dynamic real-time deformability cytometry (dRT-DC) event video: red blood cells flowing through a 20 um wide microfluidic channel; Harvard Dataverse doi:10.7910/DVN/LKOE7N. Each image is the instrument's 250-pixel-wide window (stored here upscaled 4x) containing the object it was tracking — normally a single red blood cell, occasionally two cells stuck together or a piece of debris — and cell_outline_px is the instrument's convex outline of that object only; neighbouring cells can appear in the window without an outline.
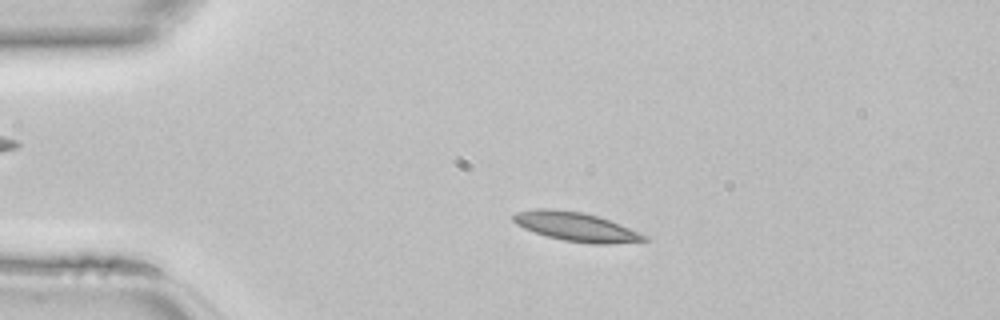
{"species": "common noctule bat (a hibernating species)", "species_latin": "Nyctalus noctula", "temperature_condition": "room temperature", "stored_images_in_passage": 45, "camera_frame_rate_fps": 3000, "um_per_image_px": 0.085, "animal": {"sex": "female", "body_mass_g": 22.7, "forearm_length_mm": 54.2}, "frame": {"image": 1, "passage_image": 9, "time_ms": 2.667, "image_size_px": [1000, 320], "cell_outline_px": [[648, 240], [612, 244], [596, 244], [564, 240], [548, 236], [524, 228], [516, 224], [512, 220], [512, 216], [516, 212], [532, 208], [552, 208], [584, 212], [608, 220], [648, 236]], "centroid_in_image_um": [48.91, 19.25], "position_along_channel_um": 36.1, "area_um2": 21.91}}
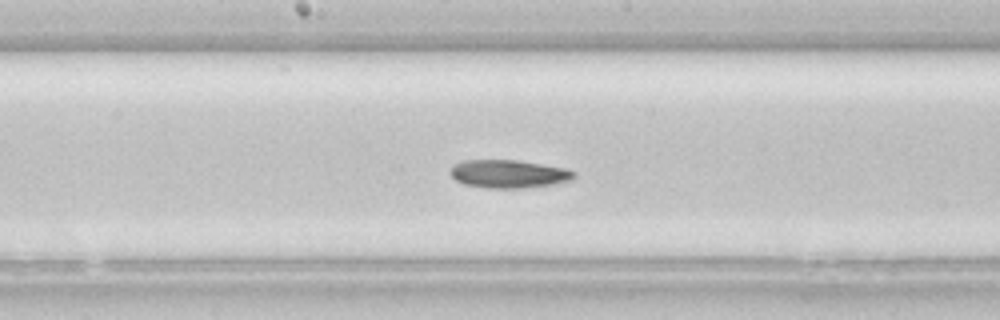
{"frame": {"image": 2, "passage_image": 23, "time_ms": 7.333, "image_size_px": [1000, 320], "cell_outline_px": [[576, 176], [572, 180], [552, 184], [524, 188], [488, 188], [464, 184], [456, 180], [448, 172], [456, 164], [464, 160], [520, 160], [564, 168], [576, 172]], "centroid_in_image_um": [43.25, 14.78], "position_along_channel_um": 205.0, "area_um2": 20.23}}
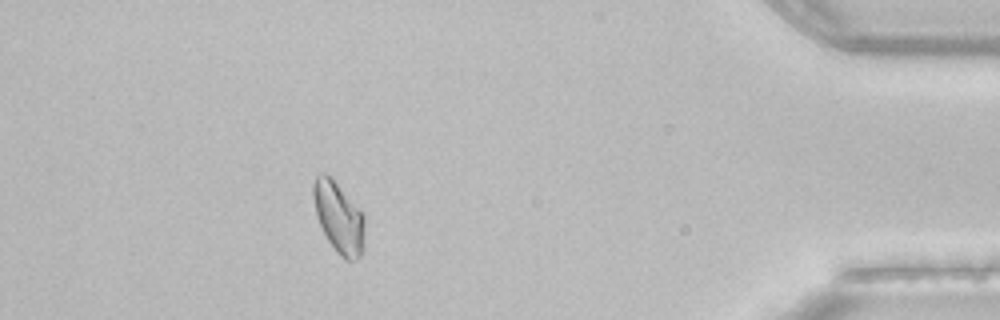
{"frame": {"image": 3, "passage_image": 40, "time_ms": 13.0, "image_size_px": [1000, 320], "cell_outline_px": [[364, 224], [360, 256], [356, 260], [344, 260], [336, 252], [328, 240], [316, 216], [312, 196], [312, 184], [316, 176], [320, 172], [324, 172], [332, 176], [364, 212]], "centroid_in_image_um": [28.76, 18.4], "position_along_channel_um": 406.4, "area_um2": 21.56}}